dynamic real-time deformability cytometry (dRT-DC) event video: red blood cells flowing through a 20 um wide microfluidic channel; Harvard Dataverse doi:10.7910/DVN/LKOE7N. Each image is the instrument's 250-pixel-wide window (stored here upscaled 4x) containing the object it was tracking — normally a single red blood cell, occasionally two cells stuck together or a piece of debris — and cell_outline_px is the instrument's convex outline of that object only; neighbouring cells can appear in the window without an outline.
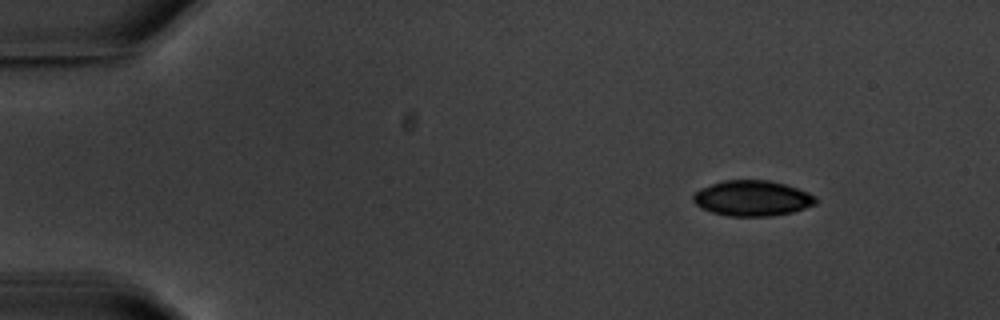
{"species": "common noctule bat (a hibernating species)", "species_latin": "Nyctalus noctula", "temperature_condition": "warm", "stored_images_in_passage": 4, "camera_frame_rate_fps": 3000, "um_per_image_px": 0.085, "animal": {"sex": "male", "body_mass_g": 20.1, "forearm_length_mm": 53.5}, "frame": {"image": 1, "passage_image": 1, "time_ms": 0.0, "image_size_px": [1000, 320], "cell_outline_px": [[816, 204], [792, 212], [772, 216], [728, 216], [712, 212], [696, 204], [692, 200], [692, 196], [700, 188], [724, 180], [768, 180], [784, 184], [808, 192], [816, 196]], "centroid_in_image_um": [63.95, 16.85], "position_along_channel_um": 21.1, "area_um2": 25.2}}
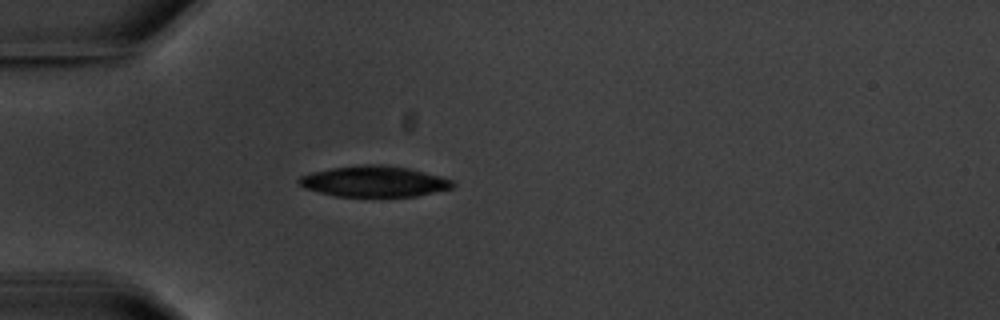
{"frame": {"image": 2, "passage_image": 4, "time_ms": 3.333, "image_size_px": [1000, 320], "cell_outline_px": [[456, 184], [452, 188], [416, 196], [336, 196], [304, 188], [296, 180], [300, 176], [312, 172], [332, 168], [364, 164], [380, 164], [408, 168], [440, 176], [452, 180]], "centroid_in_image_um": [31.8, 15.41], "position_along_channel_um": 53.2, "area_um2": 27.46}}